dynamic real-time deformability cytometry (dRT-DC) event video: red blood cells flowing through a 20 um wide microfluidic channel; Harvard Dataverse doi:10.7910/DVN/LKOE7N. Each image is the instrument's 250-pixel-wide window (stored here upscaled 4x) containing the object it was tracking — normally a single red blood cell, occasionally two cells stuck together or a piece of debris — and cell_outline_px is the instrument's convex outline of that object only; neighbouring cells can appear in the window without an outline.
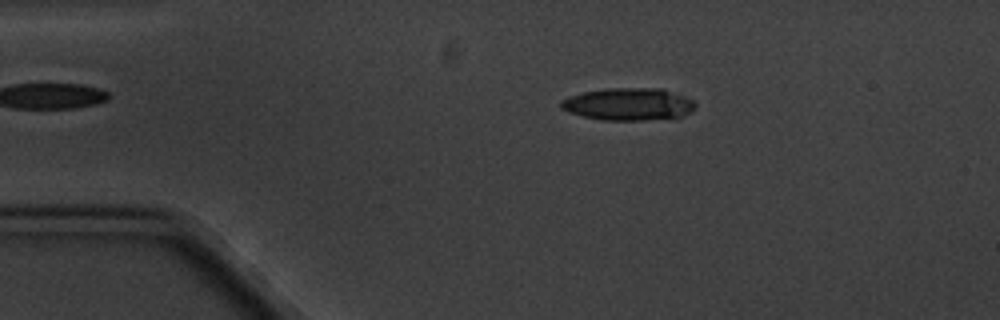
{"species": "common noctule bat (a hibernating species)", "species_latin": "Nyctalus noctula", "temperature_condition": "cold", "stored_images_in_passage": 4, "camera_frame_rate_fps": 3000, "um_per_image_px": 0.085, "animal": {"sex": "male", "body_mass_g": 20.1, "forearm_length_mm": 53.5}, "frame": {"image": 1, "passage_image": 2, "time_ms": 2.0, "image_size_px": [1000, 320], "cell_outline_px": [[696, 104], [688, 112], [680, 116], [644, 120], [604, 120], [584, 116], [568, 112], [560, 108], [560, 100], [584, 92], [604, 88], [664, 88], [692, 100]], "centroid_in_image_um": [53.37, 8.84], "position_along_channel_um": 31.6, "area_um2": 25.03}}
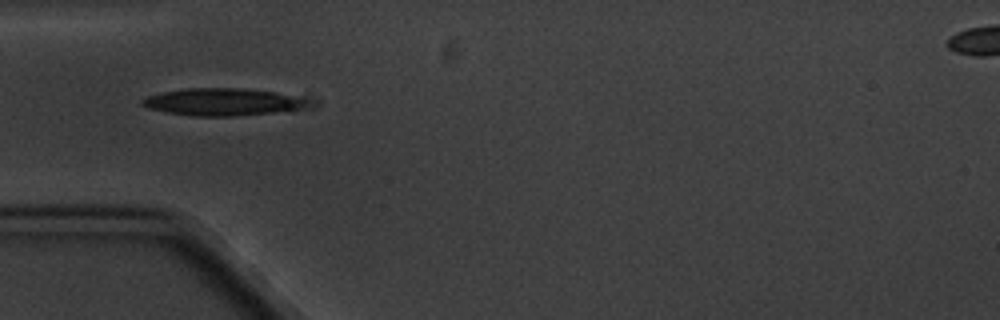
{"frame": {"image": 2, "passage_image": 4, "time_ms": 4.333, "image_size_px": [1000, 320], "cell_outline_px": [[320, 104], [316, 108], [292, 112], [232, 116], [192, 116], [168, 112], [148, 108], [140, 104], [140, 100], [148, 96], [164, 92], [188, 88], [244, 88], [276, 92], [304, 96], [320, 100]], "centroid_in_image_um": [19.33, 8.68], "position_along_channel_um": 65.7, "area_um2": 27.98}}